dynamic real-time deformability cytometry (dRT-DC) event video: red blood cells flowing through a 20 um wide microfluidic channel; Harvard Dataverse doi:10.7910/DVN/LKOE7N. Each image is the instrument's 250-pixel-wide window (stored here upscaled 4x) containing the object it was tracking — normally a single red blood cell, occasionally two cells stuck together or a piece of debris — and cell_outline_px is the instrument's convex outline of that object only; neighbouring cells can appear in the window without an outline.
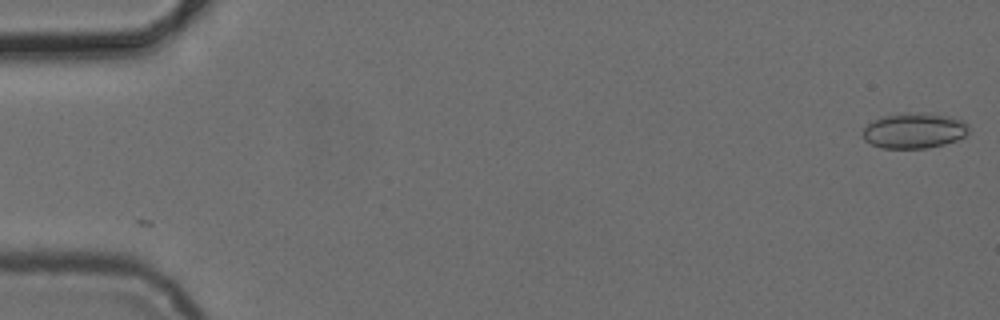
{"species": "common noctule bat (a hibernating species)", "species_latin": "Nyctalus noctula", "temperature_condition": "cold", "stored_images_in_passage": 2, "camera_frame_rate_fps": 3000, "um_per_image_px": 0.085, "animal": {"sex": "female", "body_mass_g": 24.6, "forearm_length_mm": 56.2}, "frame": {"image": 1, "passage_image": 2, "time_ms": 1.0, "image_size_px": [1000, 320], "cell_outline_px": [[968, 132], [964, 136], [956, 140], [944, 144], [924, 148], [880, 148], [864, 140], [860, 132], [872, 120], [884, 116], [948, 116], [964, 120], [968, 124]], "centroid_in_image_um": [77.67, 11.17], "position_along_channel_um": 7.3, "area_um2": 20.92}}